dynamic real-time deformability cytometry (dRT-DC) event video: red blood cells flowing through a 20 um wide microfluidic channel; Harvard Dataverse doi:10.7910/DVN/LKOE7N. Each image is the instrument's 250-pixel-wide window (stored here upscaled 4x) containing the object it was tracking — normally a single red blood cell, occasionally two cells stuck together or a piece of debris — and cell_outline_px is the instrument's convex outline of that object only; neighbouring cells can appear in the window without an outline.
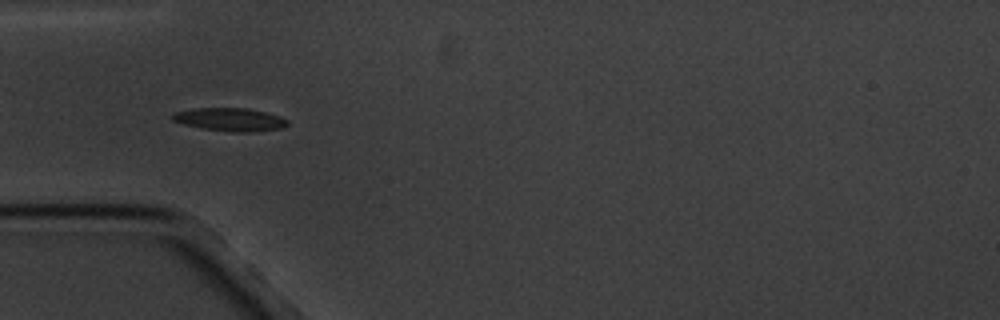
{"species": "common noctule bat (a hibernating species)", "species_latin": "Nyctalus noctula", "temperature_condition": "cold", "stored_images_in_passage": 4, "camera_frame_rate_fps": 3000, "um_per_image_px": 0.085, "animal": {"sex": "male", "body_mass_g": 20.1, "forearm_length_mm": 53.5}, "frame": {"image": 1, "passage_image": 3, "time_ms": 3.333, "image_size_px": [1000, 320], "cell_outline_px": [[288, 124], [280, 128], [252, 132], [232, 132], [200, 128], [184, 124], [172, 120], [172, 112], [196, 108], [248, 108], [280, 116], [288, 120]], "centroid_in_image_um": [19.53, 10.16], "position_along_channel_um": 65.5, "area_um2": 15.49}}
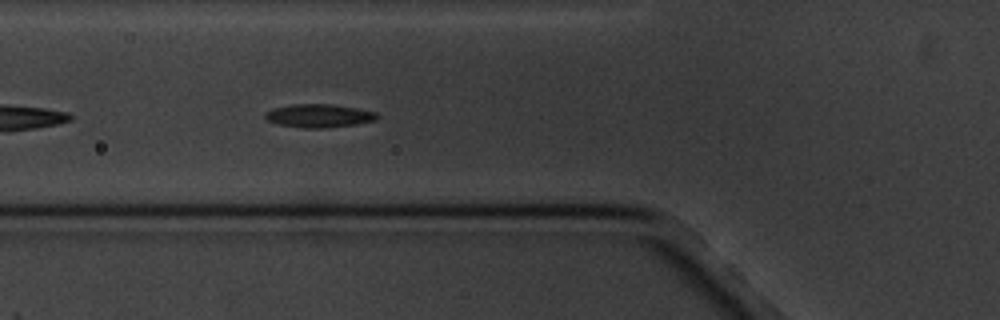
{"frame": {"image": 2, "passage_image": 4, "time_ms": 4.333, "image_size_px": [1000, 320], "cell_outline_px": [[380, 116], [376, 120], [356, 124], [328, 128], [304, 128], [280, 124], [268, 120], [264, 116], [264, 112], [272, 108], [292, 104], [332, 104], [356, 108], [376, 112]], "centroid_in_image_um": [27.12, 9.83], "position_along_channel_um": 98.7, "area_um2": 15.26}}